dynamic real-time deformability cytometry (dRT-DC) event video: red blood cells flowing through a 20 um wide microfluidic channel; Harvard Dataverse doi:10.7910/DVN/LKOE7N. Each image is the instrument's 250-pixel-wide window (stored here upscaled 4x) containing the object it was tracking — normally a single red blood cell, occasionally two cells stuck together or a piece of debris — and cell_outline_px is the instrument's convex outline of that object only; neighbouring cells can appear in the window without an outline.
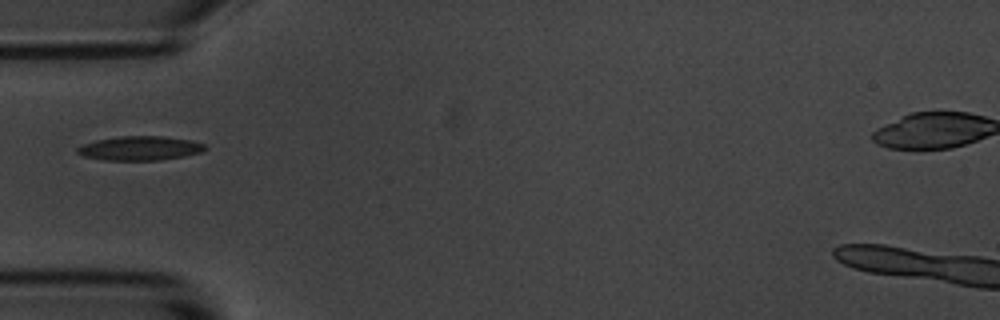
{"species": "common noctule bat (a hibernating species)", "species_latin": "Nyctalus noctula", "temperature_condition": "room temperature", "stored_images_in_passage": 36, "camera_frame_rate_fps": 3000, "um_per_image_px": 0.085, "animal": {"sex": "male", "body_mass_g": 20.1, "forearm_length_mm": 53.5}, "frame": {"image": 1, "passage_image": 1, "time_ms": 0.0, "image_size_px": [1000, 320], "cell_outline_px": [[208, 148], [204, 152], [184, 156], [160, 160], [104, 160], [84, 156], [76, 152], [76, 148], [84, 144], [96, 140], [120, 136], [164, 136], [192, 140], [204, 144]], "centroid_in_image_um": [11.94, 12.6], "position_along_channel_um": 73.1, "area_um2": 18.09}}
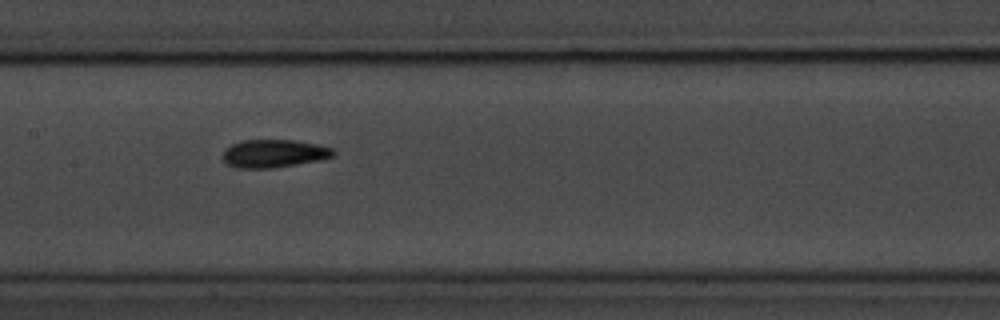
{"frame": {"image": 2, "passage_image": 10, "time_ms": 3.0, "image_size_px": [1000, 320], "cell_outline_px": [[336, 152], [332, 156], [320, 160], [272, 168], [236, 168], [228, 164], [220, 156], [224, 148], [240, 140], [296, 140], [316, 144], [332, 148]], "centroid_in_image_um": [23.23, 13.04], "position_along_channel_um": 184.2, "area_um2": 18.15}}
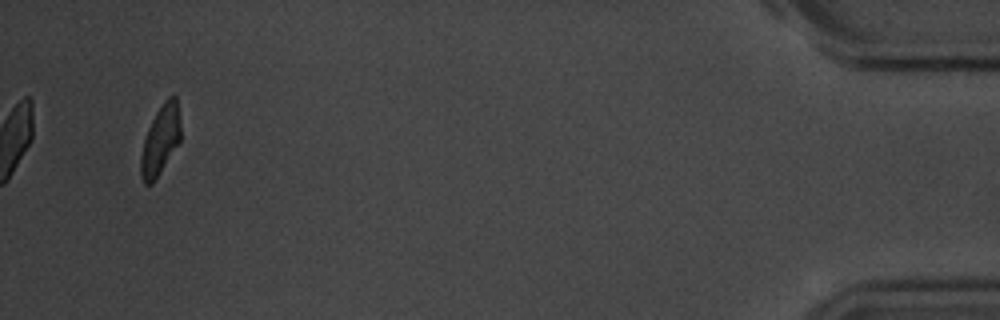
{"frame": {"image": 3, "passage_image": 36, "time_ms": 11.667, "image_size_px": [1000, 320], "cell_outline_px": [[180, 144], [152, 184], [144, 184], [140, 176], [140, 156], [144, 140], [148, 128], [156, 112], [164, 100], [168, 96], [176, 96], [180, 124]], "centroid_in_image_um": [13.63, 11.94], "position_along_channel_um": 421.6, "area_um2": 16.24}}